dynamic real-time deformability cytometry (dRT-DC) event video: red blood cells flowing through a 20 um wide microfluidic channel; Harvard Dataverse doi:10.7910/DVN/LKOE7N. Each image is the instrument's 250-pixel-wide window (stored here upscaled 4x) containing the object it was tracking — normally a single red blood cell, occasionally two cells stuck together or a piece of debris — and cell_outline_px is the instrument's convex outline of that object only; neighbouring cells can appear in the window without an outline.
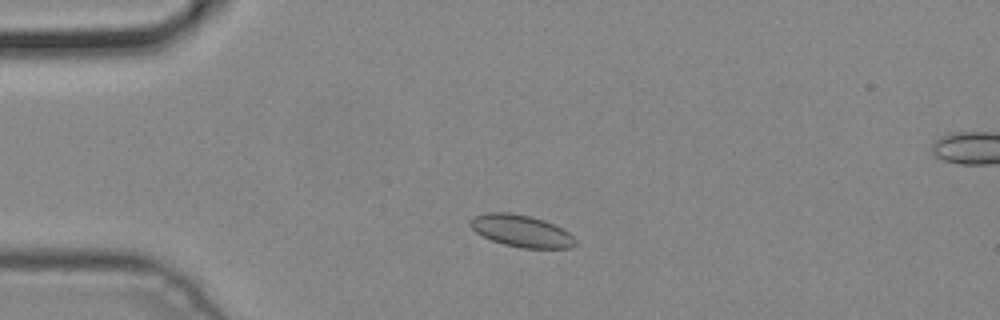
{"species": "common noctule bat (a hibernating species)", "species_latin": "Nyctalus noctula", "temperature_condition": "cold", "stored_images_in_passage": 2, "camera_frame_rate_fps": 3000, "um_per_image_px": 0.085, "animal": {"sex": "male", "body_mass_g": 19.2, "forearm_length_mm": 51.8}, "frame": {"image": 1, "passage_image": 1, "time_ms": 0.0, "image_size_px": [1000, 320], "cell_outline_px": [[576, 244], [572, 248], [524, 248], [504, 244], [492, 240], [476, 232], [468, 224], [468, 220], [472, 216], [484, 212], [508, 212], [528, 216], [544, 220], [568, 232], [576, 240]], "centroid_in_image_um": [44.26, 19.62], "position_along_channel_um": 40.7, "area_um2": 19.54}}